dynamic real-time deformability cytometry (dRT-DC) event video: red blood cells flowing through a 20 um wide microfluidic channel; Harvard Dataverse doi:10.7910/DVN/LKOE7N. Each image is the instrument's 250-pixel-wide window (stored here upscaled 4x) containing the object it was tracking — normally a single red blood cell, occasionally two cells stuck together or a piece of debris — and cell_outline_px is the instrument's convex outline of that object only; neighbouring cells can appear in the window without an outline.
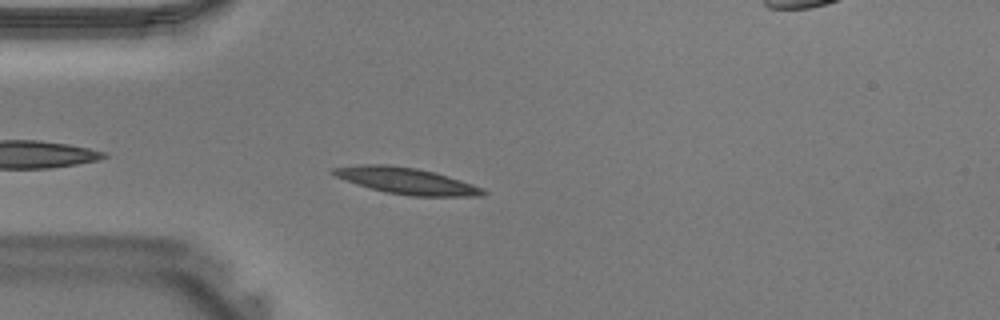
{"species": "Egyptian fruit bat (a non-hibernating species)", "species_latin": "Rousettus aegyptiacus", "temperature_condition": "warm", "stored_images_in_passage": 34, "camera_frame_rate_fps": 3000, "um_per_image_px": 0.085, "animal": {"sex": "male"}, "frame": {"image": 1, "passage_image": 3, "time_ms": 0.667, "image_size_px": [1000, 320], "cell_outline_px": [[488, 192], [484, 196], [412, 196], [388, 192], [356, 184], [336, 176], [328, 172], [332, 168], [360, 164], [392, 164], [416, 168], [436, 172], [484, 188]], "centroid_in_image_um": [34.56, 15.36], "position_along_channel_um": 50.4, "area_um2": 23.06}}
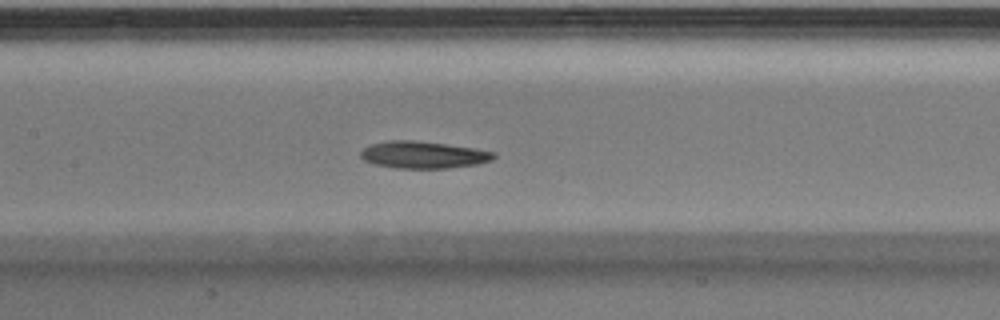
{"frame": {"image": 2, "passage_image": 11, "time_ms": 3.333, "image_size_px": [1000, 320], "cell_outline_px": [[496, 156], [492, 160], [476, 164], [448, 168], [396, 168], [372, 164], [364, 160], [360, 156], [360, 152], [368, 144], [388, 140], [416, 140], [472, 148], [496, 152]], "centroid_in_image_um": [35.93, 13.15], "position_along_channel_um": 171.5, "area_um2": 21.04}}
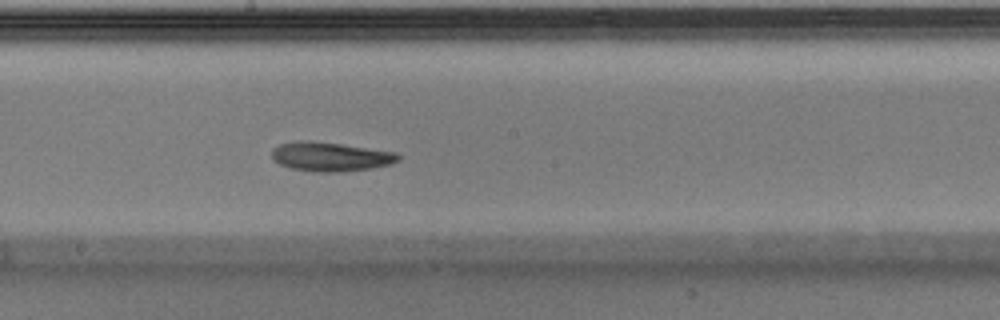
{"frame": {"image": 3, "passage_image": 14, "time_ms": 4.333, "image_size_px": [1000, 320], "cell_outline_px": [[400, 160], [392, 164], [372, 168], [340, 172], [312, 172], [292, 168], [280, 164], [272, 160], [272, 148], [280, 144], [300, 140], [340, 144], [396, 152], [400, 156]], "centroid_in_image_um": [28.09, 13.33], "position_along_channel_um": 220.1, "area_um2": 21.44}}